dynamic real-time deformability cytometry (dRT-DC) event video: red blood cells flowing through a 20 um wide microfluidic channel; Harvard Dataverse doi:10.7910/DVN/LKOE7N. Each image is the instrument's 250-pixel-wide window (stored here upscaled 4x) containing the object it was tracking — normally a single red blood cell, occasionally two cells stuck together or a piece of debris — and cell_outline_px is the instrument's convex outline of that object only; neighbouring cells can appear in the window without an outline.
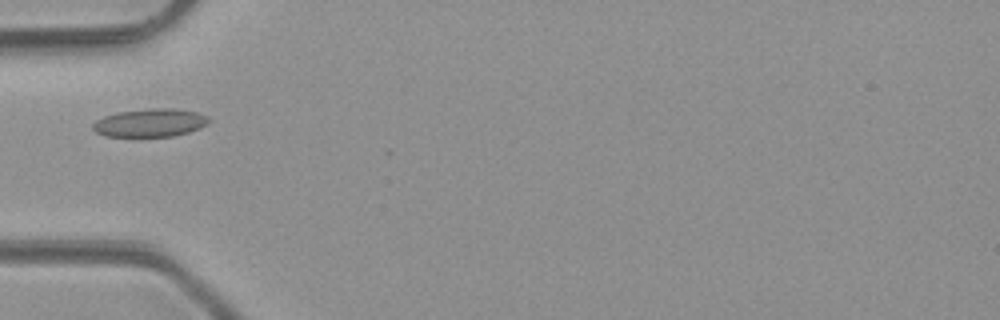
{"species": "common noctule bat (a hibernating species)", "species_latin": "Nyctalus noctula", "temperature_condition": "room temperature", "stored_images_in_passage": 5, "camera_frame_rate_fps": 3000, "um_per_image_px": 0.085, "animal": {"sex": "male", "body_mass_g": 23.1, "forearm_length_mm": 52.7}, "frame": {"image": 1, "passage_image": 4, "time_ms": 3.333, "image_size_px": [1000, 320], "cell_outline_px": [[212, 120], [208, 124], [200, 128], [188, 132], [172, 136], [104, 136], [96, 132], [92, 128], [92, 124], [96, 120], [104, 116], [116, 112], [152, 108], [172, 108], [196, 112], [208, 116]], "centroid_in_image_um": [12.77, 10.43], "position_along_channel_um": 72.2, "area_um2": 19.07}}
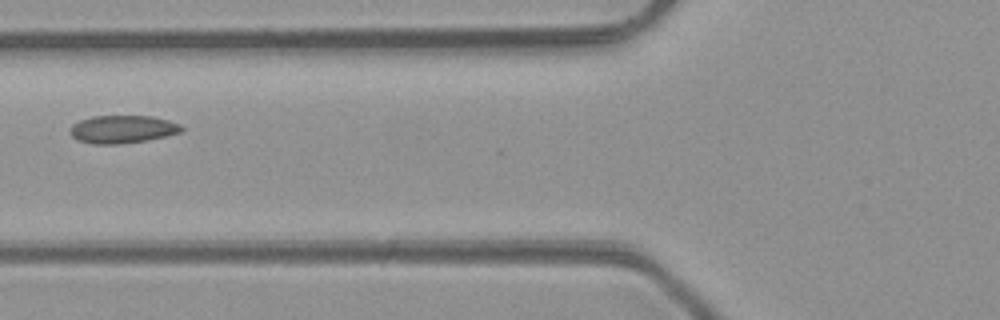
{"frame": {"image": 2, "passage_image": 5, "time_ms": 4.333, "image_size_px": [1000, 320], "cell_outline_px": [[184, 128], [180, 132], [164, 136], [144, 140], [116, 144], [92, 144], [76, 140], [72, 136], [72, 124], [80, 120], [92, 116], [152, 116], [168, 120], [180, 124]], "centroid_in_image_um": [10.4, 10.98], "position_along_channel_um": 115.4, "area_um2": 17.86}}